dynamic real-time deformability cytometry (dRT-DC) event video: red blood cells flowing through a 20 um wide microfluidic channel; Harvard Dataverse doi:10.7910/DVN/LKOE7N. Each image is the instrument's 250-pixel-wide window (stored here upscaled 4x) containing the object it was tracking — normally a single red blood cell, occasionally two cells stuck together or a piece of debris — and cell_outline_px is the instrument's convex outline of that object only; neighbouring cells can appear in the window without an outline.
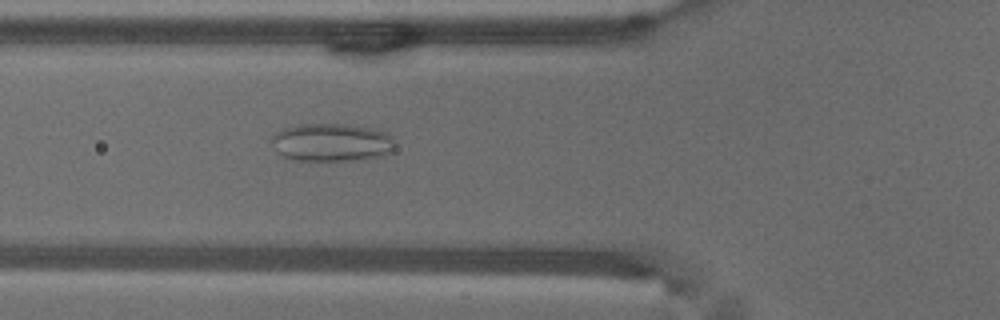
{"species": "common noctule bat (a hibernating species)", "species_latin": "Nyctalus noctula", "temperature_condition": "warm", "stored_images_in_passage": 48, "camera_frame_rate_fps": 3000, "um_per_image_px": 0.085, "animal": {"sex": "male", "body_mass_g": 18.8}, "frame": {"image": 1, "passage_image": 14, "time_ms": 4.333, "image_size_px": [1000, 320], "cell_outline_px": [[396, 148], [392, 152], [380, 156], [348, 160], [296, 160], [284, 156], [276, 152], [272, 144], [272, 136], [276, 132], [284, 128], [300, 124], [344, 124], [368, 128], [388, 132], [392, 136], [396, 144]], "centroid_in_image_um": [28.21, 12.1], "position_along_channel_um": 97.6, "area_um2": 27.28}}
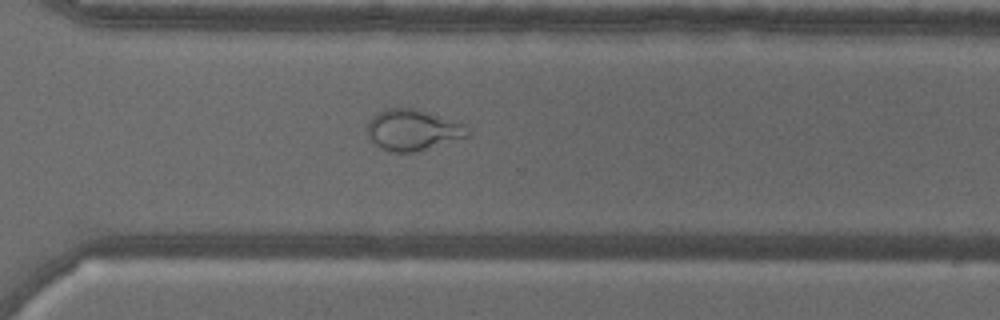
{"frame": {"image": 2, "passage_image": 33, "time_ms": 10.667, "image_size_px": [1000, 320], "cell_outline_px": [[472, 136], [416, 152], [392, 152], [380, 148], [372, 140], [368, 132], [368, 124], [372, 116], [376, 112], [388, 108], [416, 108], [460, 120], [464, 124]], "centroid_in_image_um": [35.17, 11.03], "position_along_channel_um": 335.4, "area_um2": 24.45}}
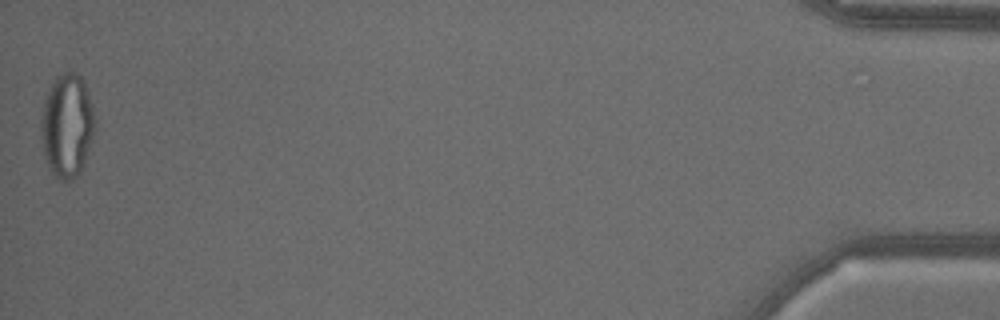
{"frame": {"image": 3, "passage_image": 48, "time_ms": 15.667, "image_size_px": [1000, 320], "cell_outline_px": [[96, 128], [92, 140], [80, 172], [72, 180], [60, 180], [48, 168], [44, 156], [40, 136], [40, 120], [44, 100], [48, 88], [56, 76], [64, 72], [72, 72], [80, 76], [88, 92], [96, 120]], "centroid_in_image_um": [5.68, 10.68], "position_along_channel_um": 429.5, "area_um2": 32.83}, "authors_computed_cell_mechanics": {"area_um2": 27.6573, "velocity_mm_per_s": 3.7533, "shape_relaxation_time_tau1_ms": null, "shape_relaxation_time_tau2_ms": 1.1, "deformation_change_tau1": null, "deformation_change_tau2": 0.0779}}